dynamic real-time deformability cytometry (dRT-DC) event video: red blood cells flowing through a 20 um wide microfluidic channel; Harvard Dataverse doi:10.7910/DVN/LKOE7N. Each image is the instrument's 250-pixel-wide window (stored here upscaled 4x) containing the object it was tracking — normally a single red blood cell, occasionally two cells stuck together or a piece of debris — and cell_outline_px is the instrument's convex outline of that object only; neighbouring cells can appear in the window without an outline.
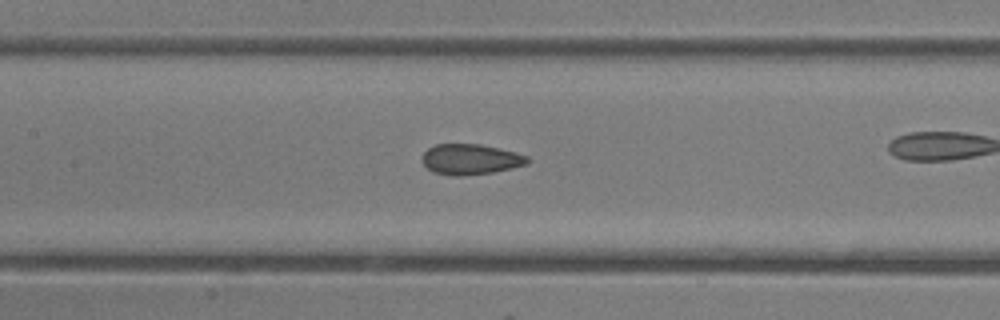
{"species": "common noctule bat (a hibernating species)", "species_latin": "Nyctalus noctula", "temperature_condition": "room temperature", "stored_images_in_passage": 37, "camera_frame_rate_fps": 3000, "um_per_image_px": 0.085, "animal": {"sex": "female"}, "frame": {"image": 1, "passage_image": 22, "time_ms": 7.0, "image_size_px": [1000, 320], "cell_outline_px": [[528, 164], [512, 168], [492, 172], [460, 176], [452, 176], [432, 172], [424, 164], [424, 152], [428, 148], [436, 144], [480, 144], [500, 148], [516, 152], [528, 156]], "centroid_in_image_um": [40.01, 13.54], "position_along_channel_um": 167.4, "area_um2": 18.67}}
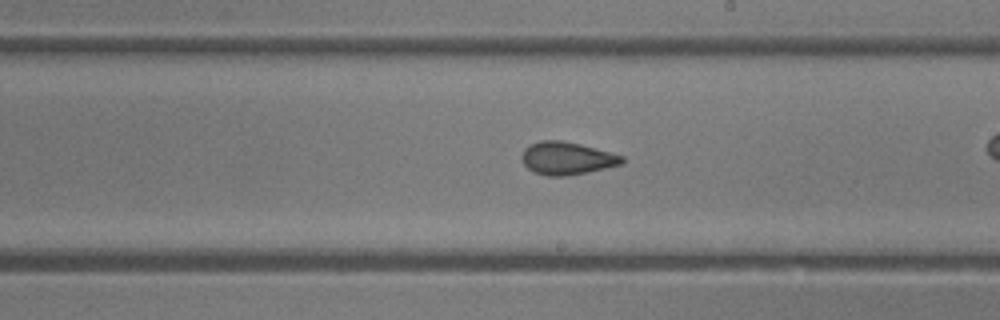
{"frame": {"image": 2, "passage_image": 27, "time_ms": 8.667, "image_size_px": [1000, 320], "cell_outline_px": [[624, 164], [588, 172], [564, 176], [548, 176], [536, 172], [528, 168], [524, 164], [520, 156], [524, 148], [528, 144], [540, 140], [560, 140], [580, 144], [624, 156]], "centroid_in_image_um": [48.17, 13.44], "position_along_channel_um": 240.8, "area_um2": 19.19}}